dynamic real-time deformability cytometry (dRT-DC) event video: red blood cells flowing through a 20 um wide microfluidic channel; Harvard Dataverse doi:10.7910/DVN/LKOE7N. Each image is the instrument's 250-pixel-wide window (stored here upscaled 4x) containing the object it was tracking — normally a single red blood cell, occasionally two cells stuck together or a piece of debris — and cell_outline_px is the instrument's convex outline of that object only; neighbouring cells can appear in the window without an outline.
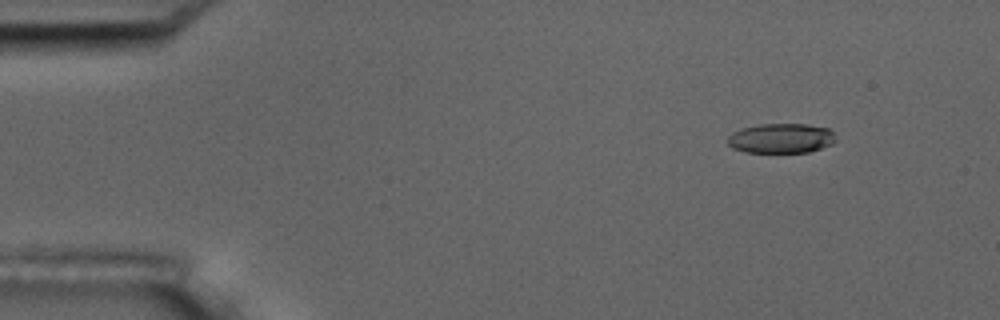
{"species": "common noctule bat (a hibernating species)", "species_latin": "Nyctalus noctula", "temperature_condition": "room temperature", "stored_images_in_passage": 6, "camera_frame_rate_fps": 3000, "um_per_image_px": 0.085, "animal": {"sex": "male", "body_mass_g": 17.5, "forearm_length_mm": 52.3}, "frame": {"image": 1, "passage_image": 2, "time_ms": 1.0, "image_size_px": [1000, 320], "cell_outline_px": [[836, 140], [832, 144], [808, 152], [744, 152], [732, 148], [728, 144], [728, 136], [732, 132], [740, 128], [760, 124], [808, 124], [828, 128], [832, 132]], "centroid_in_image_um": [66.36, 11.75], "position_along_channel_um": 18.6, "area_um2": 18.79}}
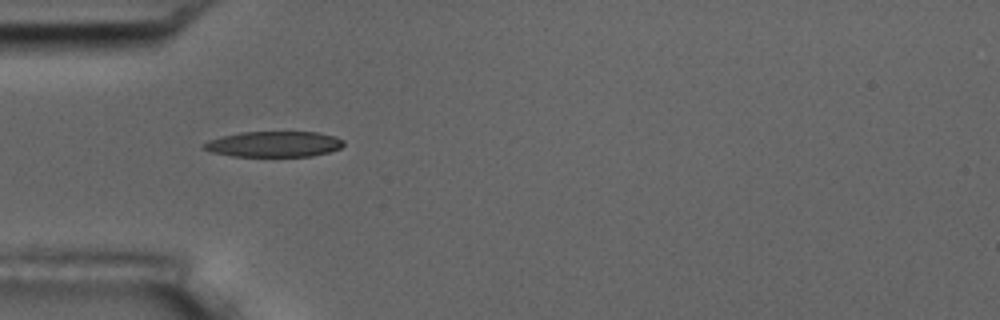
{"frame": {"image": 2, "passage_image": 5, "time_ms": 4.667, "image_size_px": [1000, 320], "cell_outline_px": [[344, 144], [340, 148], [328, 152], [312, 156], [232, 156], [212, 152], [200, 148], [200, 144], [208, 140], [240, 132], [316, 132], [336, 136], [344, 140]], "centroid_in_image_um": [23.26, 12.25], "position_along_channel_um": 61.7, "area_um2": 20.98}}